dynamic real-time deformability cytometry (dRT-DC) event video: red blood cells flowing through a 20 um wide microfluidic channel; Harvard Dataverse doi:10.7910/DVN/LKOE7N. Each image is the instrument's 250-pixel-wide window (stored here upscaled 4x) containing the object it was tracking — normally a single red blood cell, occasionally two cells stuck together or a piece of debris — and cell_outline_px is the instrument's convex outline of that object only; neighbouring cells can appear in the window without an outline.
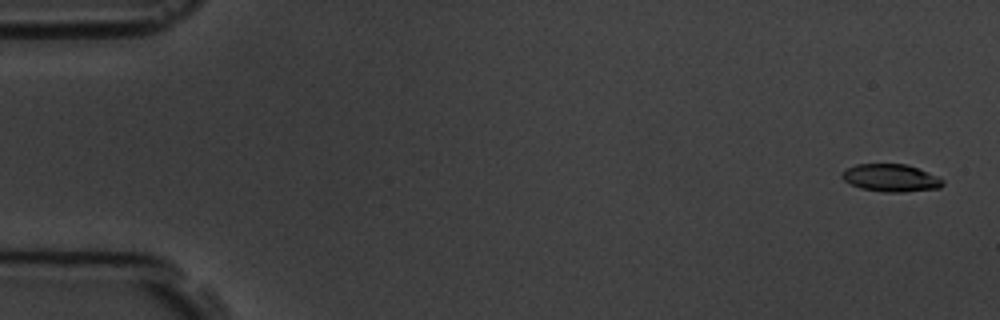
{"species": "common noctule bat (a hibernating species)", "species_latin": "Nyctalus noctula", "temperature_condition": "room temperature", "stored_images_in_passage": 6, "camera_frame_rate_fps": 3000, "um_per_image_px": 0.085, "animal": {"sex": "male", "body_mass_g": 19.5, "forearm_length_mm": 54.6}, "frame": {"image": 1, "passage_image": 1, "time_ms": 0.0, "image_size_px": [1000, 320], "cell_outline_px": [[944, 184], [940, 188], [904, 192], [884, 192], [860, 188], [844, 180], [840, 176], [840, 172], [856, 164], [904, 164], [916, 168], [936, 176], [944, 180]], "centroid_in_image_um": [75.7, 15.13], "position_along_channel_um": 9.3, "area_um2": 16.07}}
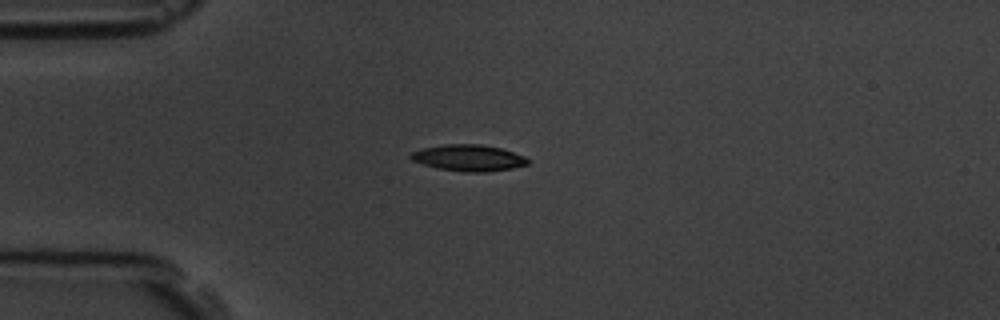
{"frame": {"image": 2, "passage_image": 5, "time_ms": 4.333, "image_size_px": [1000, 320], "cell_outline_px": [[528, 164], [512, 168], [484, 172], [464, 172], [436, 168], [412, 160], [408, 156], [412, 152], [424, 148], [448, 144], [480, 144], [500, 148], [524, 156], [528, 160]], "centroid_in_image_um": [39.81, 13.42], "position_along_channel_um": 45.2, "area_um2": 17.74}}